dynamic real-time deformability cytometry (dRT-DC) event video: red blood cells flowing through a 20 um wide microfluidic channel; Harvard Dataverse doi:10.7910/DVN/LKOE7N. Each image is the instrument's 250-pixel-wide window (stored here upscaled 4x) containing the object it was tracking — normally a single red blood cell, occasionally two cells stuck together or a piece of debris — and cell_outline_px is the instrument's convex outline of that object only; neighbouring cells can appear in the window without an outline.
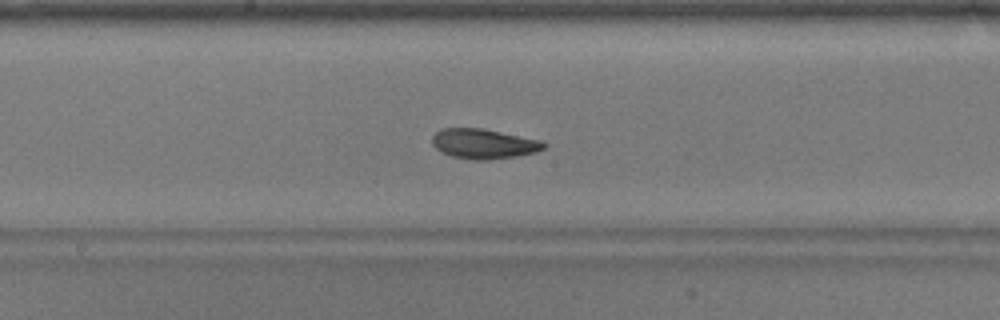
{"species": "common noctule bat (a hibernating species)", "species_latin": "Nyctalus noctula", "temperature_condition": "warm", "stored_images_in_passage": 52, "camera_frame_rate_fps": 3000, "um_per_image_px": 0.085, "animal": {"sex": "male", "body_mass_g": 17.9}, "frame": {"image": 1, "passage_image": 27, "time_ms": 8.667, "image_size_px": [1000, 320], "cell_outline_px": [[548, 144], [544, 148], [536, 152], [516, 156], [488, 160], [476, 160], [452, 156], [440, 152], [432, 144], [432, 136], [440, 128], [484, 128], [540, 140]], "centroid_in_image_um": [41.1, 12.21], "position_along_channel_um": 207.1, "area_um2": 19.54}}
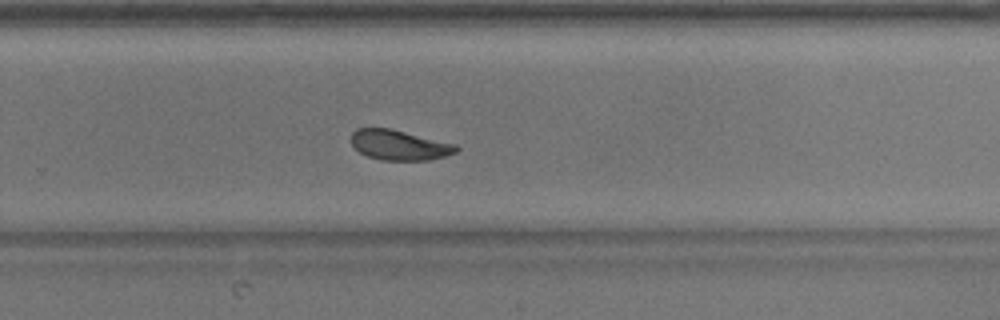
{"frame": {"image": 2, "passage_image": 34, "time_ms": 11.0, "image_size_px": [1000, 320], "cell_outline_px": [[460, 148], [456, 152], [444, 156], [428, 160], [380, 160], [368, 156], [360, 152], [352, 144], [352, 132], [356, 128], [388, 128], [456, 144]], "centroid_in_image_um": [33.94, 12.33], "position_along_channel_um": 295.9, "area_um2": 18.21}}
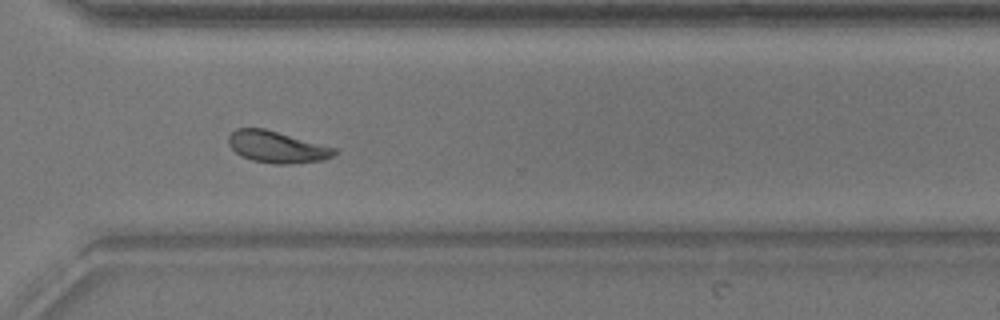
{"frame": {"image": 3, "passage_image": 38, "time_ms": 12.333, "image_size_px": [1000, 320], "cell_outline_px": [[336, 152], [332, 156], [324, 160], [288, 164], [272, 164], [252, 160], [240, 156], [228, 144], [228, 136], [236, 128], [264, 128], [336, 148]], "centroid_in_image_um": [23.51, 12.5], "position_along_channel_um": 347.1, "area_um2": 19.48}, "authors_computed_cell_mechanics": {"area_um2": 19.7387, "velocity_mm_per_s": 3.8255, "shape_relaxation_time_tau1_ms": 3.069, "shape_relaxation_time_tau2_ms": 2.4278, "deformation_change_tau1": 0.13, "deformation_change_tau2": 0.0735}}